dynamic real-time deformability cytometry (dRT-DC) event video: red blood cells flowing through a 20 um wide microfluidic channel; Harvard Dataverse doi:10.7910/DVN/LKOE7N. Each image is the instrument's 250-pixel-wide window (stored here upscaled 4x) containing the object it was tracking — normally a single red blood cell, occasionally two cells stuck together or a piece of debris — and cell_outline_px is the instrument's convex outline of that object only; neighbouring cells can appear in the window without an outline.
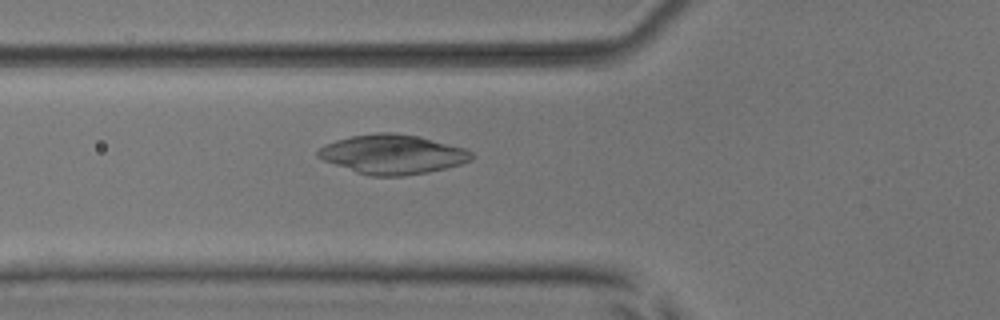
{"species": "common noctule bat (a hibernating species)", "species_latin": "Nyctalus noctula", "temperature_condition": "room temperature", "stored_images_in_passage": 53, "camera_frame_rate_fps": 3000, "um_per_image_px": 0.085, "animal": {"sex": "male", "body_mass_g": 17.9, "forearm_length_mm": 54.2}, "frame": {"image": 1, "passage_image": 20, "time_ms": 6.333, "image_size_px": [1000, 320], "cell_outline_px": [[476, 156], [472, 160], [460, 164], [428, 172], [404, 176], [372, 176], [356, 172], [324, 160], [316, 156], [316, 152], [324, 144], [336, 140], [352, 136], [376, 132], [392, 132], [420, 136], [468, 148]], "centroid_in_image_um": [33.41, 13.1], "position_along_channel_um": 92.4, "area_um2": 35.49}}
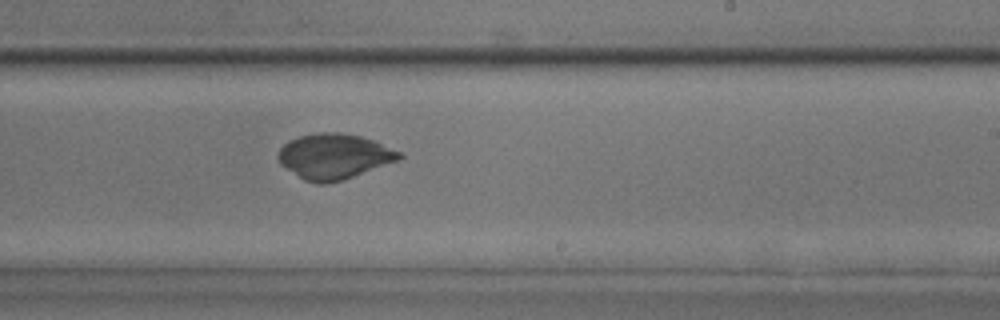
{"frame": {"image": 2, "passage_image": 33, "time_ms": 10.667, "image_size_px": [1000, 320], "cell_outline_px": [[404, 156], [400, 160], [344, 180], [324, 184], [320, 184], [304, 180], [280, 164], [276, 156], [280, 148], [288, 140], [300, 136], [320, 132], [340, 132], [360, 136], [376, 140], [400, 152]], "centroid_in_image_um": [28.41, 13.29], "position_along_channel_um": 260.6, "area_um2": 32.25}}
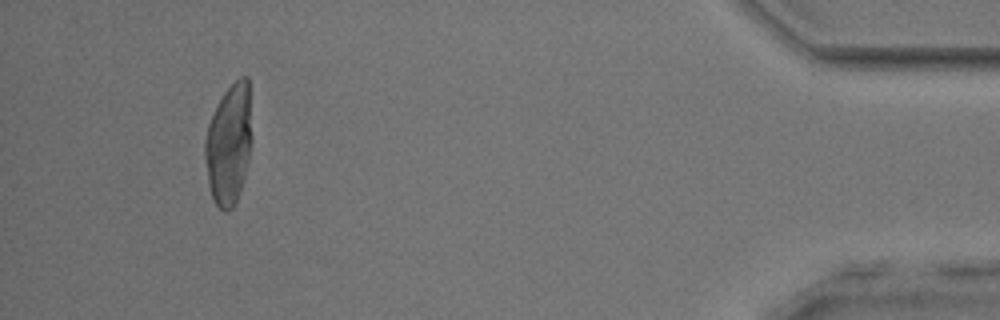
{"frame": {"image": 3, "passage_image": 50, "time_ms": 16.333, "image_size_px": [1000, 320], "cell_outline_px": [[252, 140], [248, 160], [244, 176], [236, 200], [232, 208], [228, 212], [224, 212], [216, 204], [212, 196], [208, 184], [204, 156], [204, 140], [208, 124], [224, 92], [240, 76], [248, 76]], "centroid_in_image_um": [19.45, 12.25], "position_along_channel_um": 415.8, "area_um2": 32.83}}